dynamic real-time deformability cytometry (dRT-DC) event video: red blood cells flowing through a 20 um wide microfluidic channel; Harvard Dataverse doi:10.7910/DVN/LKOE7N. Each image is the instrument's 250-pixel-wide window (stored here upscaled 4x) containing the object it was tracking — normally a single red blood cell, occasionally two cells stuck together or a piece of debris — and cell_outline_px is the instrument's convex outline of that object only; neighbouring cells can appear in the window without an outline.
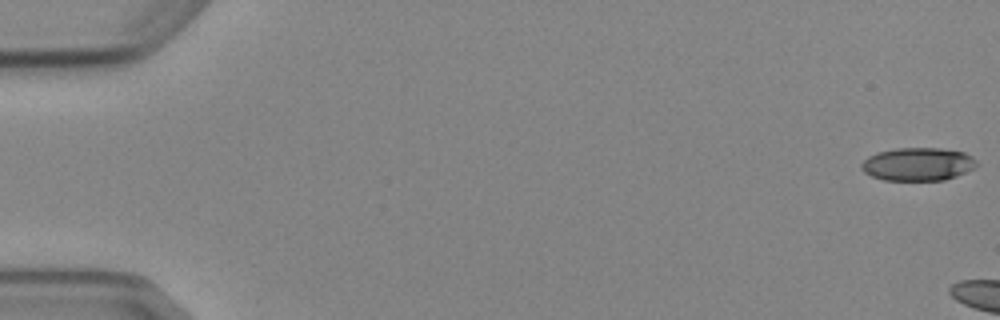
{"species": "Egyptian fruit bat (a non-hibernating species)", "species_latin": "Rousettus aegyptiacus", "temperature_condition": "cold", "stored_images_in_passage": 4, "camera_frame_rate_fps": 3000, "um_per_image_px": 0.085, "animal": {"sex": "female"}, "frame": {"image": 1, "passage_image": 1, "time_ms": 0.0, "image_size_px": [1000, 320], "cell_outline_px": [[976, 164], [972, 168], [956, 176], [944, 180], [884, 180], [872, 176], [864, 172], [860, 168], [860, 164], [868, 156], [876, 152], [896, 148], [940, 148], [964, 152], [972, 156], [976, 160]], "centroid_in_image_um": [77.98, 13.94], "position_along_channel_um": 7.0, "area_um2": 22.2}}